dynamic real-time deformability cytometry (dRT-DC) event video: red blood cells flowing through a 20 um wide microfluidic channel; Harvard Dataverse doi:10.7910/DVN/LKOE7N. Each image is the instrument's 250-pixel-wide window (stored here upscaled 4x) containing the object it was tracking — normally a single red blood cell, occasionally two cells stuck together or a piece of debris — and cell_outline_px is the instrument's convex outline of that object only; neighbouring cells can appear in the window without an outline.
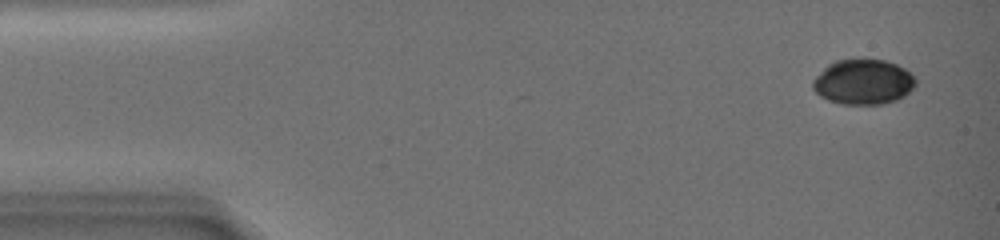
{"species": "common noctule bat (a hibernating species)", "species_latin": "Nyctalus noctula", "temperature_condition": "warm", "stored_images_in_passage": 37, "camera_frame_rate_fps": 3000, "um_per_image_px": 0.085, "animal": {"sex": "female", "body_mass_g": 19.0, "forearm_length_mm": 51.5}, "frame": {"image": 1, "passage_image": 3, "time_ms": 0.667, "image_size_px": [1000, 240], "cell_outline_px": [[916, 84], [904, 96], [896, 100], [884, 104], [840, 104], [828, 100], [820, 96], [812, 88], [812, 80], [828, 64], [836, 60], [864, 56], [884, 60], [896, 64], [904, 68], [916, 80]], "centroid_in_image_um": [73.35, 6.93], "position_along_channel_um": 11.7, "area_um2": 27.57}}
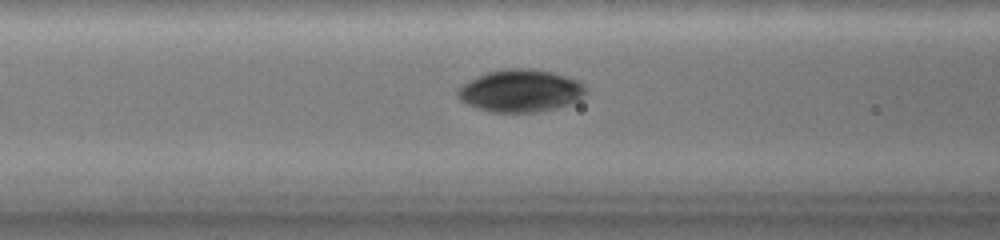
{"frame": {"image": 2, "passage_image": 22, "time_ms": 8.333, "image_size_px": [1000, 240], "cell_outline_px": [[588, 88], [584, 96], [568, 104], [556, 108], [536, 112], [492, 112], [476, 108], [460, 100], [456, 92], [456, 88], [476, 76], [488, 72], [508, 68], [532, 68], [552, 72], [576, 80], [584, 84]], "centroid_in_image_um": [44.22, 7.71], "position_along_channel_um": 122.4, "area_um2": 31.73}}
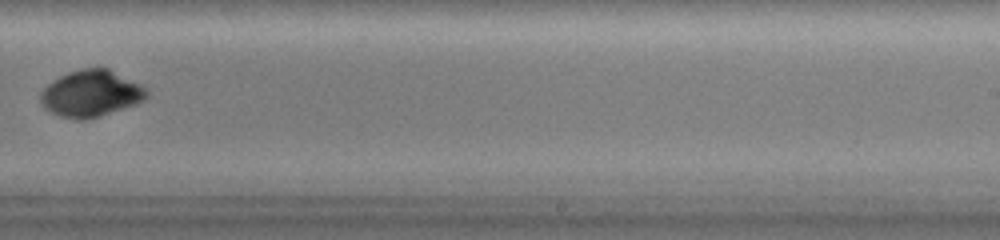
{"frame": {"image": 3, "passage_image": 35, "time_ms": 13.667, "image_size_px": [1000, 240], "cell_outline_px": [[148, 96], [144, 100], [136, 104], [100, 116], [84, 120], [80, 120], [60, 116], [44, 108], [40, 104], [40, 92], [52, 80], [68, 72], [80, 68], [108, 68], [140, 84], [148, 92]], "centroid_in_image_um": [7.71, 7.95], "position_along_channel_um": 281.3, "area_um2": 28.78}}